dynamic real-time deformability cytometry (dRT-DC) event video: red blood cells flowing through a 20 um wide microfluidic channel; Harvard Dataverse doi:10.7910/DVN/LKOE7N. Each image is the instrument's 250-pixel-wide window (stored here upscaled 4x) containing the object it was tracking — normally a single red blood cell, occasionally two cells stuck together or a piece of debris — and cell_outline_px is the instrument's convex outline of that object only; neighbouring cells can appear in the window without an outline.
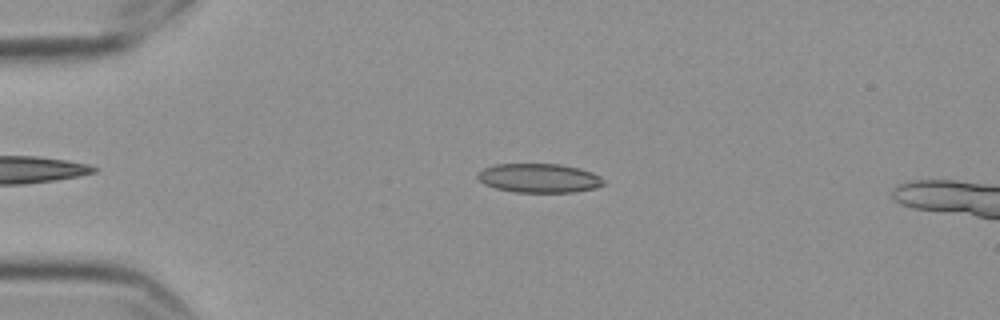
{"species": "Egyptian fruit bat (a non-hibernating species)", "species_latin": "Rousettus aegyptiacus", "temperature_condition": "cold", "stored_images_in_passage": 4, "camera_frame_rate_fps": 3000, "um_per_image_px": 0.085, "frame": {"image": 1, "passage_image": 3, "time_ms": 0.667, "image_size_px": [1000, 320], "cell_outline_px": [[604, 184], [596, 188], [572, 192], [516, 192], [496, 188], [484, 184], [476, 176], [476, 172], [484, 168], [496, 164], [560, 164], [580, 168], [592, 172], [600, 176], [604, 180]], "centroid_in_image_um": [45.82, 15.13], "position_along_channel_um": 39.2, "area_um2": 21.39}}